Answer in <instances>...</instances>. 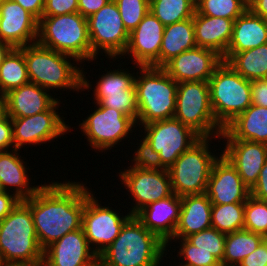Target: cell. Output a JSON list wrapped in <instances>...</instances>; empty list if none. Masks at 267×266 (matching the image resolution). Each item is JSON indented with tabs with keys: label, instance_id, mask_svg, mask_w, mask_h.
<instances>
[{
	"label": "cell",
	"instance_id": "ab89813d",
	"mask_svg": "<svg viewBox=\"0 0 267 266\" xmlns=\"http://www.w3.org/2000/svg\"><path fill=\"white\" fill-rule=\"evenodd\" d=\"M186 239L199 250L208 251L223 264L226 234L210 227L201 232L191 234Z\"/></svg>",
	"mask_w": 267,
	"mask_h": 266
},
{
	"label": "cell",
	"instance_id": "681fc988",
	"mask_svg": "<svg viewBox=\"0 0 267 266\" xmlns=\"http://www.w3.org/2000/svg\"><path fill=\"white\" fill-rule=\"evenodd\" d=\"M110 0H78V12L85 18L98 12Z\"/></svg>",
	"mask_w": 267,
	"mask_h": 266
},
{
	"label": "cell",
	"instance_id": "8d00e7d4",
	"mask_svg": "<svg viewBox=\"0 0 267 266\" xmlns=\"http://www.w3.org/2000/svg\"><path fill=\"white\" fill-rule=\"evenodd\" d=\"M94 103L119 110L135 122L139 112L135 87L131 91L115 93H94Z\"/></svg>",
	"mask_w": 267,
	"mask_h": 266
},
{
	"label": "cell",
	"instance_id": "9f6ffc18",
	"mask_svg": "<svg viewBox=\"0 0 267 266\" xmlns=\"http://www.w3.org/2000/svg\"><path fill=\"white\" fill-rule=\"evenodd\" d=\"M0 266H6L5 263L3 262L1 254H0Z\"/></svg>",
	"mask_w": 267,
	"mask_h": 266
},
{
	"label": "cell",
	"instance_id": "5bb4252c",
	"mask_svg": "<svg viewBox=\"0 0 267 266\" xmlns=\"http://www.w3.org/2000/svg\"><path fill=\"white\" fill-rule=\"evenodd\" d=\"M61 101L58 99L47 111L24 118H11L14 148L20 150L24 145H41L61 138L71 132L70 126L58 114Z\"/></svg>",
	"mask_w": 267,
	"mask_h": 266
},
{
	"label": "cell",
	"instance_id": "83f0119b",
	"mask_svg": "<svg viewBox=\"0 0 267 266\" xmlns=\"http://www.w3.org/2000/svg\"><path fill=\"white\" fill-rule=\"evenodd\" d=\"M267 44V21L249 8L234 20L226 53H238Z\"/></svg>",
	"mask_w": 267,
	"mask_h": 266
},
{
	"label": "cell",
	"instance_id": "7c38bea8",
	"mask_svg": "<svg viewBox=\"0 0 267 266\" xmlns=\"http://www.w3.org/2000/svg\"><path fill=\"white\" fill-rule=\"evenodd\" d=\"M96 110L86 117L80 130L87 137L90 147L99 152L110 150L134 132L136 122L117 109L95 103Z\"/></svg>",
	"mask_w": 267,
	"mask_h": 266
},
{
	"label": "cell",
	"instance_id": "9c48e42d",
	"mask_svg": "<svg viewBox=\"0 0 267 266\" xmlns=\"http://www.w3.org/2000/svg\"><path fill=\"white\" fill-rule=\"evenodd\" d=\"M211 140V138L202 137L189 150L180 155L168 169L172 191L177 196L206 192L213 164L218 159L209 148Z\"/></svg>",
	"mask_w": 267,
	"mask_h": 266
},
{
	"label": "cell",
	"instance_id": "e575fe53",
	"mask_svg": "<svg viewBox=\"0 0 267 266\" xmlns=\"http://www.w3.org/2000/svg\"><path fill=\"white\" fill-rule=\"evenodd\" d=\"M125 69L119 68L103 73L96 83L95 88H92L90 80L85 76V72L82 73V91L87 89H94L93 93H115L122 91H131L134 88L135 75L129 73ZM91 87V88H90ZM85 89V90H84Z\"/></svg>",
	"mask_w": 267,
	"mask_h": 266
},
{
	"label": "cell",
	"instance_id": "d6a6232c",
	"mask_svg": "<svg viewBox=\"0 0 267 266\" xmlns=\"http://www.w3.org/2000/svg\"><path fill=\"white\" fill-rule=\"evenodd\" d=\"M150 11L167 26L193 18L196 0H150Z\"/></svg>",
	"mask_w": 267,
	"mask_h": 266
},
{
	"label": "cell",
	"instance_id": "b9f144b4",
	"mask_svg": "<svg viewBox=\"0 0 267 266\" xmlns=\"http://www.w3.org/2000/svg\"><path fill=\"white\" fill-rule=\"evenodd\" d=\"M139 146L136 148L131 161L132 166L145 170H168L163 164L160 154L153 150L152 145L144 138H141Z\"/></svg>",
	"mask_w": 267,
	"mask_h": 266
},
{
	"label": "cell",
	"instance_id": "603a6c76",
	"mask_svg": "<svg viewBox=\"0 0 267 266\" xmlns=\"http://www.w3.org/2000/svg\"><path fill=\"white\" fill-rule=\"evenodd\" d=\"M234 20L199 14L193 16L195 43L198 47L215 51L222 58L227 52Z\"/></svg>",
	"mask_w": 267,
	"mask_h": 266
},
{
	"label": "cell",
	"instance_id": "44dd1931",
	"mask_svg": "<svg viewBox=\"0 0 267 266\" xmlns=\"http://www.w3.org/2000/svg\"><path fill=\"white\" fill-rule=\"evenodd\" d=\"M222 155L235 167L243 183L251 189L267 160V145L247 140H225Z\"/></svg>",
	"mask_w": 267,
	"mask_h": 266
},
{
	"label": "cell",
	"instance_id": "f907efd6",
	"mask_svg": "<svg viewBox=\"0 0 267 266\" xmlns=\"http://www.w3.org/2000/svg\"><path fill=\"white\" fill-rule=\"evenodd\" d=\"M20 4L25 10L31 13L38 21L43 15L45 0H12Z\"/></svg>",
	"mask_w": 267,
	"mask_h": 266
},
{
	"label": "cell",
	"instance_id": "ac0fdd59",
	"mask_svg": "<svg viewBox=\"0 0 267 266\" xmlns=\"http://www.w3.org/2000/svg\"><path fill=\"white\" fill-rule=\"evenodd\" d=\"M98 256L90 248L83 228L67 233L43 250L42 266H95Z\"/></svg>",
	"mask_w": 267,
	"mask_h": 266
},
{
	"label": "cell",
	"instance_id": "9a60e30c",
	"mask_svg": "<svg viewBox=\"0 0 267 266\" xmlns=\"http://www.w3.org/2000/svg\"><path fill=\"white\" fill-rule=\"evenodd\" d=\"M120 171L119 178L135 201L129 213L135 215L152 202L165 199L173 194L168 170H145L127 167Z\"/></svg>",
	"mask_w": 267,
	"mask_h": 266
},
{
	"label": "cell",
	"instance_id": "6da1fadb",
	"mask_svg": "<svg viewBox=\"0 0 267 266\" xmlns=\"http://www.w3.org/2000/svg\"><path fill=\"white\" fill-rule=\"evenodd\" d=\"M46 184L33 196L23 200L30 207L43 250L67 233L82 228L86 185L73 181Z\"/></svg>",
	"mask_w": 267,
	"mask_h": 266
},
{
	"label": "cell",
	"instance_id": "7402d4cb",
	"mask_svg": "<svg viewBox=\"0 0 267 266\" xmlns=\"http://www.w3.org/2000/svg\"><path fill=\"white\" fill-rule=\"evenodd\" d=\"M181 211V197L171 196L152 202L135 214V217L150 231L167 243L175 233Z\"/></svg>",
	"mask_w": 267,
	"mask_h": 266
},
{
	"label": "cell",
	"instance_id": "52a82bcc",
	"mask_svg": "<svg viewBox=\"0 0 267 266\" xmlns=\"http://www.w3.org/2000/svg\"><path fill=\"white\" fill-rule=\"evenodd\" d=\"M208 83L211 108L222 128L252 104L250 81L225 61L216 67Z\"/></svg>",
	"mask_w": 267,
	"mask_h": 266
},
{
	"label": "cell",
	"instance_id": "db71d44e",
	"mask_svg": "<svg viewBox=\"0 0 267 266\" xmlns=\"http://www.w3.org/2000/svg\"><path fill=\"white\" fill-rule=\"evenodd\" d=\"M12 49L13 47L10 44L2 42L0 40V64L4 61L5 57Z\"/></svg>",
	"mask_w": 267,
	"mask_h": 266
},
{
	"label": "cell",
	"instance_id": "8992f818",
	"mask_svg": "<svg viewBox=\"0 0 267 266\" xmlns=\"http://www.w3.org/2000/svg\"><path fill=\"white\" fill-rule=\"evenodd\" d=\"M37 42L82 61H92V48L87 18L79 12L58 16H42L38 24Z\"/></svg>",
	"mask_w": 267,
	"mask_h": 266
},
{
	"label": "cell",
	"instance_id": "f5cc1de1",
	"mask_svg": "<svg viewBox=\"0 0 267 266\" xmlns=\"http://www.w3.org/2000/svg\"><path fill=\"white\" fill-rule=\"evenodd\" d=\"M7 116V97L6 94L0 92V121Z\"/></svg>",
	"mask_w": 267,
	"mask_h": 266
},
{
	"label": "cell",
	"instance_id": "d4e9b609",
	"mask_svg": "<svg viewBox=\"0 0 267 266\" xmlns=\"http://www.w3.org/2000/svg\"><path fill=\"white\" fill-rule=\"evenodd\" d=\"M50 91L28 83L6 94L7 114L11 118H24L47 111L57 100Z\"/></svg>",
	"mask_w": 267,
	"mask_h": 266
},
{
	"label": "cell",
	"instance_id": "f546056e",
	"mask_svg": "<svg viewBox=\"0 0 267 266\" xmlns=\"http://www.w3.org/2000/svg\"><path fill=\"white\" fill-rule=\"evenodd\" d=\"M222 60L249 81L267 79V44L238 53H226Z\"/></svg>",
	"mask_w": 267,
	"mask_h": 266
},
{
	"label": "cell",
	"instance_id": "836d02e7",
	"mask_svg": "<svg viewBox=\"0 0 267 266\" xmlns=\"http://www.w3.org/2000/svg\"><path fill=\"white\" fill-rule=\"evenodd\" d=\"M245 202L212 204L211 225L224 234L244 229Z\"/></svg>",
	"mask_w": 267,
	"mask_h": 266
},
{
	"label": "cell",
	"instance_id": "30bf717a",
	"mask_svg": "<svg viewBox=\"0 0 267 266\" xmlns=\"http://www.w3.org/2000/svg\"><path fill=\"white\" fill-rule=\"evenodd\" d=\"M87 23L92 62L97 59L101 50V53H105V56L113 61L122 58L129 43L130 33L123 24L116 2L110 0L98 12L89 16Z\"/></svg>",
	"mask_w": 267,
	"mask_h": 266
},
{
	"label": "cell",
	"instance_id": "1f68e13d",
	"mask_svg": "<svg viewBox=\"0 0 267 266\" xmlns=\"http://www.w3.org/2000/svg\"><path fill=\"white\" fill-rule=\"evenodd\" d=\"M30 83L23 47L13 48L0 64V92L9 91Z\"/></svg>",
	"mask_w": 267,
	"mask_h": 266
},
{
	"label": "cell",
	"instance_id": "d590c367",
	"mask_svg": "<svg viewBox=\"0 0 267 266\" xmlns=\"http://www.w3.org/2000/svg\"><path fill=\"white\" fill-rule=\"evenodd\" d=\"M247 9L245 0H196V11L205 16L235 20Z\"/></svg>",
	"mask_w": 267,
	"mask_h": 266
},
{
	"label": "cell",
	"instance_id": "f1b7e54d",
	"mask_svg": "<svg viewBox=\"0 0 267 266\" xmlns=\"http://www.w3.org/2000/svg\"><path fill=\"white\" fill-rule=\"evenodd\" d=\"M196 46L193 18L165 26L159 67H163L173 57Z\"/></svg>",
	"mask_w": 267,
	"mask_h": 266
},
{
	"label": "cell",
	"instance_id": "74e56055",
	"mask_svg": "<svg viewBox=\"0 0 267 266\" xmlns=\"http://www.w3.org/2000/svg\"><path fill=\"white\" fill-rule=\"evenodd\" d=\"M177 239L179 244L181 243L178 251L179 261L182 257V262L177 266H219L221 264L213 254L208 251L199 250L198 247L191 244L186 238H171L166 243V246H170L171 241L175 242Z\"/></svg>",
	"mask_w": 267,
	"mask_h": 266
},
{
	"label": "cell",
	"instance_id": "f6af8a7d",
	"mask_svg": "<svg viewBox=\"0 0 267 266\" xmlns=\"http://www.w3.org/2000/svg\"><path fill=\"white\" fill-rule=\"evenodd\" d=\"M252 105L267 107V79L250 81Z\"/></svg>",
	"mask_w": 267,
	"mask_h": 266
},
{
	"label": "cell",
	"instance_id": "4316f807",
	"mask_svg": "<svg viewBox=\"0 0 267 266\" xmlns=\"http://www.w3.org/2000/svg\"><path fill=\"white\" fill-rule=\"evenodd\" d=\"M17 149L0 151V188L3 191L10 192L13 188L14 194L20 199L25 200L33 196L42 186L29 185L27 175L29 167L19 157ZM25 164V165H24ZM32 186V187H31Z\"/></svg>",
	"mask_w": 267,
	"mask_h": 266
},
{
	"label": "cell",
	"instance_id": "7dc6e473",
	"mask_svg": "<svg viewBox=\"0 0 267 266\" xmlns=\"http://www.w3.org/2000/svg\"><path fill=\"white\" fill-rule=\"evenodd\" d=\"M21 200L13 193L0 190V221H2Z\"/></svg>",
	"mask_w": 267,
	"mask_h": 266
},
{
	"label": "cell",
	"instance_id": "4fadbf2b",
	"mask_svg": "<svg viewBox=\"0 0 267 266\" xmlns=\"http://www.w3.org/2000/svg\"><path fill=\"white\" fill-rule=\"evenodd\" d=\"M144 138L160 154L162 164L169 169L185 151L202 137L191 127L175 118L158 120L145 125Z\"/></svg>",
	"mask_w": 267,
	"mask_h": 266
},
{
	"label": "cell",
	"instance_id": "f35d334b",
	"mask_svg": "<svg viewBox=\"0 0 267 266\" xmlns=\"http://www.w3.org/2000/svg\"><path fill=\"white\" fill-rule=\"evenodd\" d=\"M244 229L267 237V202L250 195L245 202Z\"/></svg>",
	"mask_w": 267,
	"mask_h": 266
},
{
	"label": "cell",
	"instance_id": "ffe728a7",
	"mask_svg": "<svg viewBox=\"0 0 267 266\" xmlns=\"http://www.w3.org/2000/svg\"><path fill=\"white\" fill-rule=\"evenodd\" d=\"M205 194L212 204L246 202L251 195L235 167L222 153L213 164Z\"/></svg>",
	"mask_w": 267,
	"mask_h": 266
},
{
	"label": "cell",
	"instance_id": "816d5d0a",
	"mask_svg": "<svg viewBox=\"0 0 267 266\" xmlns=\"http://www.w3.org/2000/svg\"><path fill=\"white\" fill-rule=\"evenodd\" d=\"M249 9L267 21V0H256Z\"/></svg>",
	"mask_w": 267,
	"mask_h": 266
},
{
	"label": "cell",
	"instance_id": "2e32d148",
	"mask_svg": "<svg viewBox=\"0 0 267 266\" xmlns=\"http://www.w3.org/2000/svg\"><path fill=\"white\" fill-rule=\"evenodd\" d=\"M164 29L165 26L149 11L138 26L130 32L129 43L123 57L128 54L134 61V68L135 65L136 68L159 67Z\"/></svg>",
	"mask_w": 267,
	"mask_h": 266
},
{
	"label": "cell",
	"instance_id": "7a4b0ae2",
	"mask_svg": "<svg viewBox=\"0 0 267 266\" xmlns=\"http://www.w3.org/2000/svg\"><path fill=\"white\" fill-rule=\"evenodd\" d=\"M167 250L166 243L132 215L117 238L98 256V263L102 266H160Z\"/></svg>",
	"mask_w": 267,
	"mask_h": 266
},
{
	"label": "cell",
	"instance_id": "bcb514c9",
	"mask_svg": "<svg viewBox=\"0 0 267 266\" xmlns=\"http://www.w3.org/2000/svg\"><path fill=\"white\" fill-rule=\"evenodd\" d=\"M14 149L13 126L11 117L7 116L0 121V151Z\"/></svg>",
	"mask_w": 267,
	"mask_h": 266
},
{
	"label": "cell",
	"instance_id": "4dcf8cb0",
	"mask_svg": "<svg viewBox=\"0 0 267 266\" xmlns=\"http://www.w3.org/2000/svg\"><path fill=\"white\" fill-rule=\"evenodd\" d=\"M264 239L263 235L245 229L226 234L223 265L238 266Z\"/></svg>",
	"mask_w": 267,
	"mask_h": 266
},
{
	"label": "cell",
	"instance_id": "5b68a950",
	"mask_svg": "<svg viewBox=\"0 0 267 266\" xmlns=\"http://www.w3.org/2000/svg\"><path fill=\"white\" fill-rule=\"evenodd\" d=\"M135 91L138 103L136 124L145 125L174 118L178 83L162 67H139Z\"/></svg>",
	"mask_w": 267,
	"mask_h": 266
},
{
	"label": "cell",
	"instance_id": "7bdbcfd3",
	"mask_svg": "<svg viewBox=\"0 0 267 266\" xmlns=\"http://www.w3.org/2000/svg\"><path fill=\"white\" fill-rule=\"evenodd\" d=\"M78 12V0H45L42 16H58Z\"/></svg>",
	"mask_w": 267,
	"mask_h": 266
},
{
	"label": "cell",
	"instance_id": "3957f363",
	"mask_svg": "<svg viewBox=\"0 0 267 266\" xmlns=\"http://www.w3.org/2000/svg\"><path fill=\"white\" fill-rule=\"evenodd\" d=\"M0 254L5 265L42 266L43 249L30 207L23 200L0 221Z\"/></svg>",
	"mask_w": 267,
	"mask_h": 266
},
{
	"label": "cell",
	"instance_id": "ba28073f",
	"mask_svg": "<svg viewBox=\"0 0 267 266\" xmlns=\"http://www.w3.org/2000/svg\"><path fill=\"white\" fill-rule=\"evenodd\" d=\"M174 118L191 127L201 137L220 138L223 128L216 122L208 81L178 83Z\"/></svg>",
	"mask_w": 267,
	"mask_h": 266
},
{
	"label": "cell",
	"instance_id": "c3c4849f",
	"mask_svg": "<svg viewBox=\"0 0 267 266\" xmlns=\"http://www.w3.org/2000/svg\"><path fill=\"white\" fill-rule=\"evenodd\" d=\"M250 194L257 199L267 202V160L262 167L257 182L250 189Z\"/></svg>",
	"mask_w": 267,
	"mask_h": 266
},
{
	"label": "cell",
	"instance_id": "ee69618b",
	"mask_svg": "<svg viewBox=\"0 0 267 266\" xmlns=\"http://www.w3.org/2000/svg\"><path fill=\"white\" fill-rule=\"evenodd\" d=\"M267 265V237L257 249L246 256L238 266H266Z\"/></svg>",
	"mask_w": 267,
	"mask_h": 266
},
{
	"label": "cell",
	"instance_id": "277c9868",
	"mask_svg": "<svg viewBox=\"0 0 267 266\" xmlns=\"http://www.w3.org/2000/svg\"><path fill=\"white\" fill-rule=\"evenodd\" d=\"M23 54L30 83L53 92L55 89L82 91L84 68L74 66L79 65L74 57L42 46L38 42L24 46Z\"/></svg>",
	"mask_w": 267,
	"mask_h": 266
},
{
	"label": "cell",
	"instance_id": "d6986e66",
	"mask_svg": "<svg viewBox=\"0 0 267 266\" xmlns=\"http://www.w3.org/2000/svg\"><path fill=\"white\" fill-rule=\"evenodd\" d=\"M39 21L20 4L5 0L0 5V40L13 48L37 42Z\"/></svg>",
	"mask_w": 267,
	"mask_h": 266
},
{
	"label": "cell",
	"instance_id": "484cf974",
	"mask_svg": "<svg viewBox=\"0 0 267 266\" xmlns=\"http://www.w3.org/2000/svg\"><path fill=\"white\" fill-rule=\"evenodd\" d=\"M212 203L207 195L194 194L181 196V211L172 238H186L212 227Z\"/></svg>",
	"mask_w": 267,
	"mask_h": 266
},
{
	"label": "cell",
	"instance_id": "cb8c5ba5",
	"mask_svg": "<svg viewBox=\"0 0 267 266\" xmlns=\"http://www.w3.org/2000/svg\"><path fill=\"white\" fill-rule=\"evenodd\" d=\"M221 140H247L267 145V107L250 105L227 124Z\"/></svg>",
	"mask_w": 267,
	"mask_h": 266
},
{
	"label": "cell",
	"instance_id": "8fae6325",
	"mask_svg": "<svg viewBox=\"0 0 267 266\" xmlns=\"http://www.w3.org/2000/svg\"><path fill=\"white\" fill-rule=\"evenodd\" d=\"M85 187V206L82 214V228L93 252L99 256L117 238L122 226L132 216L120 215L116 209L102 206L95 193ZM117 212V213H116ZM94 246V247H93Z\"/></svg>",
	"mask_w": 267,
	"mask_h": 266
},
{
	"label": "cell",
	"instance_id": "60d3db41",
	"mask_svg": "<svg viewBox=\"0 0 267 266\" xmlns=\"http://www.w3.org/2000/svg\"><path fill=\"white\" fill-rule=\"evenodd\" d=\"M126 30L132 32L150 11V0H114Z\"/></svg>",
	"mask_w": 267,
	"mask_h": 266
},
{
	"label": "cell",
	"instance_id": "11a10c76",
	"mask_svg": "<svg viewBox=\"0 0 267 266\" xmlns=\"http://www.w3.org/2000/svg\"><path fill=\"white\" fill-rule=\"evenodd\" d=\"M248 8L256 1V0H245Z\"/></svg>",
	"mask_w": 267,
	"mask_h": 266
},
{
	"label": "cell",
	"instance_id": "e0dca14e",
	"mask_svg": "<svg viewBox=\"0 0 267 266\" xmlns=\"http://www.w3.org/2000/svg\"><path fill=\"white\" fill-rule=\"evenodd\" d=\"M222 61L215 51L196 46L173 57L162 68L177 83L209 81Z\"/></svg>",
	"mask_w": 267,
	"mask_h": 266
}]
</instances>
